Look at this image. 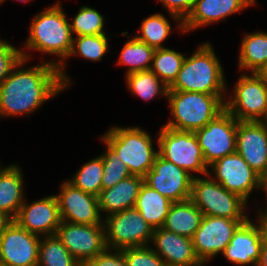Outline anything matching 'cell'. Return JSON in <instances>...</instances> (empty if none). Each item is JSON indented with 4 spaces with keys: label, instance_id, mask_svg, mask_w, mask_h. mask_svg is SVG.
<instances>
[{
    "label": "cell",
    "instance_id": "obj_1",
    "mask_svg": "<svg viewBox=\"0 0 267 266\" xmlns=\"http://www.w3.org/2000/svg\"><path fill=\"white\" fill-rule=\"evenodd\" d=\"M26 62L27 59L22 58L0 85V118L31 114L66 88L58 67L52 62L23 69Z\"/></svg>",
    "mask_w": 267,
    "mask_h": 266
},
{
    "label": "cell",
    "instance_id": "obj_2",
    "mask_svg": "<svg viewBox=\"0 0 267 266\" xmlns=\"http://www.w3.org/2000/svg\"><path fill=\"white\" fill-rule=\"evenodd\" d=\"M29 36L25 48L57 55L59 61H52L58 67L64 86L68 87L70 78L64 72L65 58L69 57L73 35L65 13L57 3L37 14L30 24ZM62 58V59H60Z\"/></svg>",
    "mask_w": 267,
    "mask_h": 266
},
{
    "label": "cell",
    "instance_id": "obj_3",
    "mask_svg": "<svg viewBox=\"0 0 267 266\" xmlns=\"http://www.w3.org/2000/svg\"><path fill=\"white\" fill-rule=\"evenodd\" d=\"M223 69L210 43L202 44L183 65L169 91L225 94Z\"/></svg>",
    "mask_w": 267,
    "mask_h": 266
},
{
    "label": "cell",
    "instance_id": "obj_4",
    "mask_svg": "<svg viewBox=\"0 0 267 266\" xmlns=\"http://www.w3.org/2000/svg\"><path fill=\"white\" fill-rule=\"evenodd\" d=\"M167 97L173 120L164 126L178 131L195 132L225 110L223 95L168 91Z\"/></svg>",
    "mask_w": 267,
    "mask_h": 266
},
{
    "label": "cell",
    "instance_id": "obj_5",
    "mask_svg": "<svg viewBox=\"0 0 267 266\" xmlns=\"http://www.w3.org/2000/svg\"><path fill=\"white\" fill-rule=\"evenodd\" d=\"M127 166L131 175L144 177L151 169L158 150L152 137L139 127H113L101 138Z\"/></svg>",
    "mask_w": 267,
    "mask_h": 266
},
{
    "label": "cell",
    "instance_id": "obj_6",
    "mask_svg": "<svg viewBox=\"0 0 267 266\" xmlns=\"http://www.w3.org/2000/svg\"><path fill=\"white\" fill-rule=\"evenodd\" d=\"M190 200L204 216L222 217L244 223L248 217L243 214L247 202L229 192L214 179L193 177Z\"/></svg>",
    "mask_w": 267,
    "mask_h": 266
},
{
    "label": "cell",
    "instance_id": "obj_7",
    "mask_svg": "<svg viewBox=\"0 0 267 266\" xmlns=\"http://www.w3.org/2000/svg\"><path fill=\"white\" fill-rule=\"evenodd\" d=\"M157 144L158 153L164 159L186 170L189 174L199 172L202 175L211 176L194 132L178 131L162 126Z\"/></svg>",
    "mask_w": 267,
    "mask_h": 266
},
{
    "label": "cell",
    "instance_id": "obj_8",
    "mask_svg": "<svg viewBox=\"0 0 267 266\" xmlns=\"http://www.w3.org/2000/svg\"><path fill=\"white\" fill-rule=\"evenodd\" d=\"M103 221L106 246L112 250L144 247L152 240L154 229L135 207L107 215Z\"/></svg>",
    "mask_w": 267,
    "mask_h": 266
},
{
    "label": "cell",
    "instance_id": "obj_9",
    "mask_svg": "<svg viewBox=\"0 0 267 266\" xmlns=\"http://www.w3.org/2000/svg\"><path fill=\"white\" fill-rule=\"evenodd\" d=\"M230 98L225 101V109L238 121L267 119V83L257 73L242 74Z\"/></svg>",
    "mask_w": 267,
    "mask_h": 266
},
{
    "label": "cell",
    "instance_id": "obj_10",
    "mask_svg": "<svg viewBox=\"0 0 267 266\" xmlns=\"http://www.w3.org/2000/svg\"><path fill=\"white\" fill-rule=\"evenodd\" d=\"M238 120L226 109L206 126L195 131L207 166L236 152Z\"/></svg>",
    "mask_w": 267,
    "mask_h": 266
},
{
    "label": "cell",
    "instance_id": "obj_11",
    "mask_svg": "<svg viewBox=\"0 0 267 266\" xmlns=\"http://www.w3.org/2000/svg\"><path fill=\"white\" fill-rule=\"evenodd\" d=\"M55 235L82 266L107 248L104 224L61 221Z\"/></svg>",
    "mask_w": 267,
    "mask_h": 266
},
{
    "label": "cell",
    "instance_id": "obj_12",
    "mask_svg": "<svg viewBox=\"0 0 267 266\" xmlns=\"http://www.w3.org/2000/svg\"><path fill=\"white\" fill-rule=\"evenodd\" d=\"M193 177L158 153L144 183L174 203L190 199Z\"/></svg>",
    "mask_w": 267,
    "mask_h": 266
},
{
    "label": "cell",
    "instance_id": "obj_13",
    "mask_svg": "<svg viewBox=\"0 0 267 266\" xmlns=\"http://www.w3.org/2000/svg\"><path fill=\"white\" fill-rule=\"evenodd\" d=\"M209 167L214 171V181L246 202L253 189H261V176L237 152L217 159Z\"/></svg>",
    "mask_w": 267,
    "mask_h": 266
},
{
    "label": "cell",
    "instance_id": "obj_14",
    "mask_svg": "<svg viewBox=\"0 0 267 266\" xmlns=\"http://www.w3.org/2000/svg\"><path fill=\"white\" fill-rule=\"evenodd\" d=\"M240 224L238 220L203 215L192 238L199 261L204 265L218 253H223Z\"/></svg>",
    "mask_w": 267,
    "mask_h": 266
},
{
    "label": "cell",
    "instance_id": "obj_15",
    "mask_svg": "<svg viewBox=\"0 0 267 266\" xmlns=\"http://www.w3.org/2000/svg\"><path fill=\"white\" fill-rule=\"evenodd\" d=\"M40 237L14 220L0 235V262L3 266H38Z\"/></svg>",
    "mask_w": 267,
    "mask_h": 266
},
{
    "label": "cell",
    "instance_id": "obj_16",
    "mask_svg": "<svg viewBox=\"0 0 267 266\" xmlns=\"http://www.w3.org/2000/svg\"><path fill=\"white\" fill-rule=\"evenodd\" d=\"M259 223L255 225L249 218L241 223L222 253L227 260L237 265L257 266L264 232L267 230V221L262 213H258Z\"/></svg>",
    "mask_w": 267,
    "mask_h": 266
},
{
    "label": "cell",
    "instance_id": "obj_17",
    "mask_svg": "<svg viewBox=\"0 0 267 266\" xmlns=\"http://www.w3.org/2000/svg\"><path fill=\"white\" fill-rule=\"evenodd\" d=\"M56 197L61 221L84 225L103 224L97 196L65 181L61 184L60 194Z\"/></svg>",
    "mask_w": 267,
    "mask_h": 266
},
{
    "label": "cell",
    "instance_id": "obj_18",
    "mask_svg": "<svg viewBox=\"0 0 267 266\" xmlns=\"http://www.w3.org/2000/svg\"><path fill=\"white\" fill-rule=\"evenodd\" d=\"M236 152L260 176L267 170V124L265 121H238Z\"/></svg>",
    "mask_w": 267,
    "mask_h": 266
},
{
    "label": "cell",
    "instance_id": "obj_19",
    "mask_svg": "<svg viewBox=\"0 0 267 266\" xmlns=\"http://www.w3.org/2000/svg\"><path fill=\"white\" fill-rule=\"evenodd\" d=\"M26 203L24 201L14 221L23 229L37 236L55 235L61 223L56 195L33 201L31 204Z\"/></svg>",
    "mask_w": 267,
    "mask_h": 266
},
{
    "label": "cell",
    "instance_id": "obj_20",
    "mask_svg": "<svg viewBox=\"0 0 267 266\" xmlns=\"http://www.w3.org/2000/svg\"><path fill=\"white\" fill-rule=\"evenodd\" d=\"M154 250L166 266H202L195 255L192 239L170 232L164 228L153 230Z\"/></svg>",
    "mask_w": 267,
    "mask_h": 266
},
{
    "label": "cell",
    "instance_id": "obj_21",
    "mask_svg": "<svg viewBox=\"0 0 267 266\" xmlns=\"http://www.w3.org/2000/svg\"><path fill=\"white\" fill-rule=\"evenodd\" d=\"M255 4V0H197L183 21L184 32L211 24Z\"/></svg>",
    "mask_w": 267,
    "mask_h": 266
},
{
    "label": "cell",
    "instance_id": "obj_22",
    "mask_svg": "<svg viewBox=\"0 0 267 266\" xmlns=\"http://www.w3.org/2000/svg\"><path fill=\"white\" fill-rule=\"evenodd\" d=\"M143 183L144 177L130 175L113 187L102 189L98 196L100 212L111 215L128 208H133Z\"/></svg>",
    "mask_w": 267,
    "mask_h": 266
},
{
    "label": "cell",
    "instance_id": "obj_23",
    "mask_svg": "<svg viewBox=\"0 0 267 266\" xmlns=\"http://www.w3.org/2000/svg\"><path fill=\"white\" fill-rule=\"evenodd\" d=\"M23 184L22 171L17 165L0 167V211L13 220L25 201Z\"/></svg>",
    "mask_w": 267,
    "mask_h": 266
},
{
    "label": "cell",
    "instance_id": "obj_24",
    "mask_svg": "<svg viewBox=\"0 0 267 266\" xmlns=\"http://www.w3.org/2000/svg\"><path fill=\"white\" fill-rule=\"evenodd\" d=\"M202 217V211L190 199L174 202L170 206L162 228L192 239Z\"/></svg>",
    "mask_w": 267,
    "mask_h": 266
},
{
    "label": "cell",
    "instance_id": "obj_25",
    "mask_svg": "<svg viewBox=\"0 0 267 266\" xmlns=\"http://www.w3.org/2000/svg\"><path fill=\"white\" fill-rule=\"evenodd\" d=\"M172 203L158 191L143 183L134 207L153 229H157L163 226Z\"/></svg>",
    "mask_w": 267,
    "mask_h": 266
},
{
    "label": "cell",
    "instance_id": "obj_26",
    "mask_svg": "<svg viewBox=\"0 0 267 266\" xmlns=\"http://www.w3.org/2000/svg\"><path fill=\"white\" fill-rule=\"evenodd\" d=\"M239 69L257 73L267 63V33L246 34L241 42Z\"/></svg>",
    "mask_w": 267,
    "mask_h": 266
},
{
    "label": "cell",
    "instance_id": "obj_27",
    "mask_svg": "<svg viewBox=\"0 0 267 266\" xmlns=\"http://www.w3.org/2000/svg\"><path fill=\"white\" fill-rule=\"evenodd\" d=\"M154 52V48L133 37L123 46L118 64L130 65L126 75L150 70Z\"/></svg>",
    "mask_w": 267,
    "mask_h": 266
},
{
    "label": "cell",
    "instance_id": "obj_28",
    "mask_svg": "<svg viewBox=\"0 0 267 266\" xmlns=\"http://www.w3.org/2000/svg\"><path fill=\"white\" fill-rule=\"evenodd\" d=\"M184 60L185 56L173 49H156L150 70L170 87L177 78Z\"/></svg>",
    "mask_w": 267,
    "mask_h": 266
},
{
    "label": "cell",
    "instance_id": "obj_29",
    "mask_svg": "<svg viewBox=\"0 0 267 266\" xmlns=\"http://www.w3.org/2000/svg\"><path fill=\"white\" fill-rule=\"evenodd\" d=\"M40 240L38 266H82L56 235Z\"/></svg>",
    "mask_w": 267,
    "mask_h": 266
},
{
    "label": "cell",
    "instance_id": "obj_30",
    "mask_svg": "<svg viewBox=\"0 0 267 266\" xmlns=\"http://www.w3.org/2000/svg\"><path fill=\"white\" fill-rule=\"evenodd\" d=\"M126 83L135 96L151 100L156 95L168 96L169 87L151 70L126 75Z\"/></svg>",
    "mask_w": 267,
    "mask_h": 266
},
{
    "label": "cell",
    "instance_id": "obj_31",
    "mask_svg": "<svg viewBox=\"0 0 267 266\" xmlns=\"http://www.w3.org/2000/svg\"><path fill=\"white\" fill-rule=\"evenodd\" d=\"M102 176L103 159L99 156L84 164L68 182L76 188L98 197L102 190Z\"/></svg>",
    "mask_w": 267,
    "mask_h": 266
},
{
    "label": "cell",
    "instance_id": "obj_32",
    "mask_svg": "<svg viewBox=\"0 0 267 266\" xmlns=\"http://www.w3.org/2000/svg\"><path fill=\"white\" fill-rule=\"evenodd\" d=\"M139 30L141 35L135 38L156 50L164 48L162 42L170 34L171 25L164 15L157 13L144 19Z\"/></svg>",
    "mask_w": 267,
    "mask_h": 266
},
{
    "label": "cell",
    "instance_id": "obj_33",
    "mask_svg": "<svg viewBox=\"0 0 267 266\" xmlns=\"http://www.w3.org/2000/svg\"><path fill=\"white\" fill-rule=\"evenodd\" d=\"M107 51L108 38L106 34L77 36L73 38L69 56L78 54L88 60L101 61Z\"/></svg>",
    "mask_w": 267,
    "mask_h": 266
},
{
    "label": "cell",
    "instance_id": "obj_34",
    "mask_svg": "<svg viewBox=\"0 0 267 266\" xmlns=\"http://www.w3.org/2000/svg\"><path fill=\"white\" fill-rule=\"evenodd\" d=\"M72 35H101L104 32V17L96 9L83 6L70 23Z\"/></svg>",
    "mask_w": 267,
    "mask_h": 266
},
{
    "label": "cell",
    "instance_id": "obj_35",
    "mask_svg": "<svg viewBox=\"0 0 267 266\" xmlns=\"http://www.w3.org/2000/svg\"><path fill=\"white\" fill-rule=\"evenodd\" d=\"M105 144L107 149L100 155L103 159L102 189L111 188L131 175L117 153L107 143Z\"/></svg>",
    "mask_w": 267,
    "mask_h": 266
},
{
    "label": "cell",
    "instance_id": "obj_36",
    "mask_svg": "<svg viewBox=\"0 0 267 266\" xmlns=\"http://www.w3.org/2000/svg\"><path fill=\"white\" fill-rule=\"evenodd\" d=\"M127 266H166L164 260L149 246L123 249Z\"/></svg>",
    "mask_w": 267,
    "mask_h": 266
},
{
    "label": "cell",
    "instance_id": "obj_37",
    "mask_svg": "<svg viewBox=\"0 0 267 266\" xmlns=\"http://www.w3.org/2000/svg\"><path fill=\"white\" fill-rule=\"evenodd\" d=\"M24 52L0 39V85L22 58L30 59V56Z\"/></svg>",
    "mask_w": 267,
    "mask_h": 266
},
{
    "label": "cell",
    "instance_id": "obj_38",
    "mask_svg": "<svg viewBox=\"0 0 267 266\" xmlns=\"http://www.w3.org/2000/svg\"><path fill=\"white\" fill-rule=\"evenodd\" d=\"M164 4L174 20H177L181 32H184L183 21L193 9L197 0H159Z\"/></svg>",
    "mask_w": 267,
    "mask_h": 266
},
{
    "label": "cell",
    "instance_id": "obj_39",
    "mask_svg": "<svg viewBox=\"0 0 267 266\" xmlns=\"http://www.w3.org/2000/svg\"><path fill=\"white\" fill-rule=\"evenodd\" d=\"M111 251L113 250L106 248L93 259L87 261L83 266H127L123 249H115L113 253Z\"/></svg>",
    "mask_w": 267,
    "mask_h": 266
},
{
    "label": "cell",
    "instance_id": "obj_40",
    "mask_svg": "<svg viewBox=\"0 0 267 266\" xmlns=\"http://www.w3.org/2000/svg\"><path fill=\"white\" fill-rule=\"evenodd\" d=\"M257 266H267V230L264 232L260 259Z\"/></svg>",
    "mask_w": 267,
    "mask_h": 266
},
{
    "label": "cell",
    "instance_id": "obj_41",
    "mask_svg": "<svg viewBox=\"0 0 267 266\" xmlns=\"http://www.w3.org/2000/svg\"><path fill=\"white\" fill-rule=\"evenodd\" d=\"M12 221L13 219L10 216L0 211V235Z\"/></svg>",
    "mask_w": 267,
    "mask_h": 266
},
{
    "label": "cell",
    "instance_id": "obj_42",
    "mask_svg": "<svg viewBox=\"0 0 267 266\" xmlns=\"http://www.w3.org/2000/svg\"><path fill=\"white\" fill-rule=\"evenodd\" d=\"M257 74L267 83V63L257 71Z\"/></svg>",
    "mask_w": 267,
    "mask_h": 266
},
{
    "label": "cell",
    "instance_id": "obj_43",
    "mask_svg": "<svg viewBox=\"0 0 267 266\" xmlns=\"http://www.w3.org/2000/svg\"><path fill=\"white\" fill-rule=\"evenodd\" d=\"M264 189L266 192V197H267V170L265 173L261 176V190ZM267 200V199H266Z\"/></svg>",
    "mask_w": 267,
    "mask_h": 266
},
{
    "label": "cell",
    "instance_id": "obj_44",
    "mask_svg": "<svg viewBox=\"0 0 267 266\" xmlns=\"http://www.w3.org/2000/svg\"><path fill=\"white\" fill-rule=\"evenodd\" d=\"M267 209V208H266ZM259 213L262 212L263 216L265 217L266 221H267V210L266 211H258Z\"/></svg>",
    "mask_w": 267,
    "mask_h": 266
},
{
    "label": "cell",
    "instance_id": "obj_45",
    "mask_svg": "<svg viewBox=\"0 0 267 266\" xmlns=\"http://www.w3.org/2000/svg\"><path fill=\"white\" fill-rule=\"evenodd\" d=\"M18 1H21V2H28L29 0H18ZM4 2V0H2L0 3Z\"/></svg>",
    "mask_w": 267,
    "mask_h": 266
}]
</instances>
